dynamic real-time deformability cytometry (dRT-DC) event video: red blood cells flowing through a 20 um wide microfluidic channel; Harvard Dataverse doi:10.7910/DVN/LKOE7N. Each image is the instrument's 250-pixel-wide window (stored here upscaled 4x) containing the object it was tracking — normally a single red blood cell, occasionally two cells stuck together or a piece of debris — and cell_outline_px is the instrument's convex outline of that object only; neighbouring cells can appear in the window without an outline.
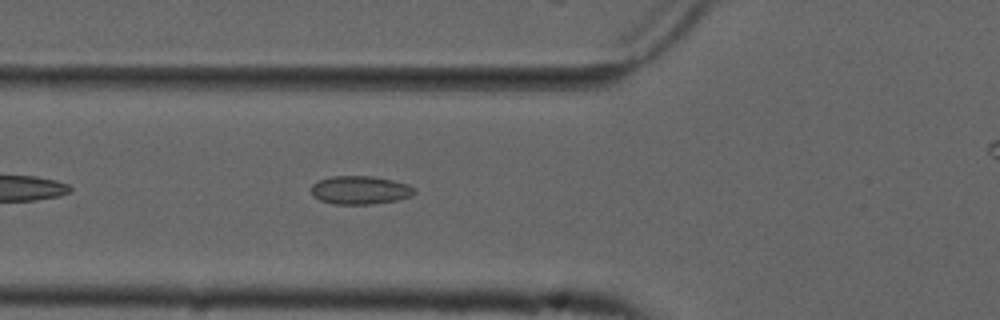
{"species": "common noctule bat (a hibernating species)", "species_latin": "Nyctalus noctula", "temperature_condition": "cold", "stored_images_in_passage": 36, "camera_frame_rate_fps": 3000, "um_per_image_px": 0.085, "animal": {"sex": "male", "forearm_length_mm": 52.5}, "frame": {"image": 1, "passage_image": 6, "time_ms": 1.667, "image_size_px": [1000, 320], "cell_outline_px": [[416, 192], [412, 196], [396, 200], [372, 204], [332, 204], [320, 200], [312, 196], [312, 184], [320, 180], [332, 176], [372, 176], [392, 180], [408, 184], [416, 188]], "centroid_in_image_um": [30.63, 16.16], "position_along_channel_um": 95.2, "area_um2": 17.11}}
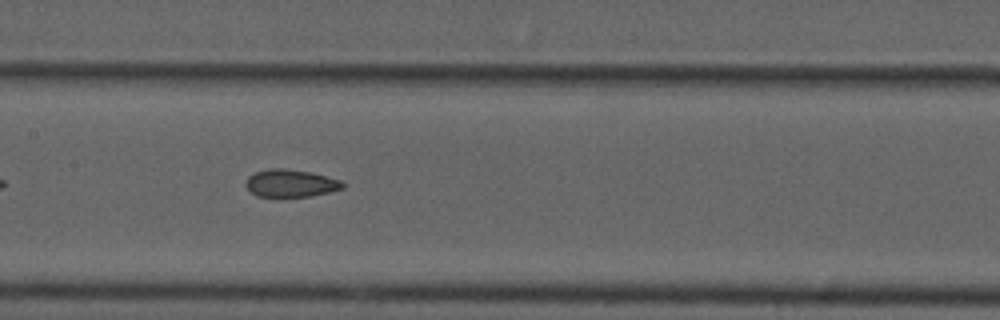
{"frame": {"image": 2, "passage_image": 13, "time_ms": 4.0, "image_size_px": [1000, 320], "cell_outline_px": [[344, 188], [312, 196], [256, 196], [244, 184], [248, 176], [256, 172], [272, 168], [284, 168], [308, 172], [340, 180], [344, 184]], "centroid_in_image_um": [24.68, 15.57], "position_along_channel_um": 182.7, "area_um2": 15.26}}
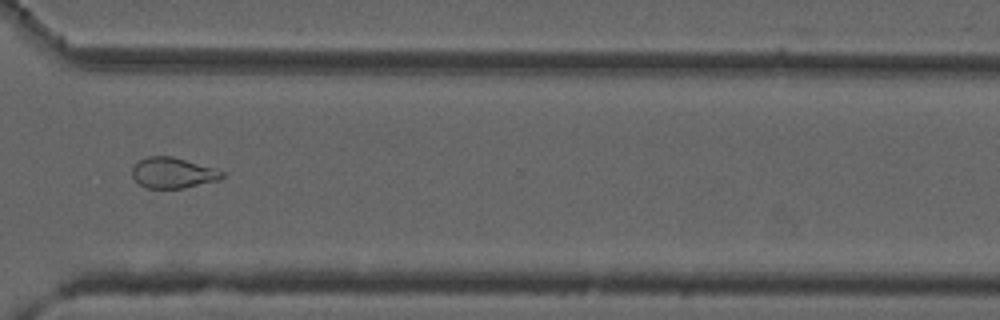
{"frame": {"image": 3, "passage_image": 27, "time_ms": 8.667, "image_size_px": [1000, 320], "cell_outline_px": [[224, 176], [220, 180], [184, 188], [144, 188], [132, 176], [132, 168], [140, 160], [148, 156], [172, 156], [212, 168], [224, 172]], "centroid_in_image_um": [14.69, 14.7], "position_along_channel_um": 355.9, "area_um2": 15.9}, "authors_computed_cell_mechanics": {"area_um2": 16.0973, "velocity_mm_per_s": 3.7226, "shape_relaxation_time_tau1_ms": null, "shape_relaxation_time_tau2_ms": 3.0533, "deformation_change_tau1": null, "deformation_change_tau2": 0.0807}}